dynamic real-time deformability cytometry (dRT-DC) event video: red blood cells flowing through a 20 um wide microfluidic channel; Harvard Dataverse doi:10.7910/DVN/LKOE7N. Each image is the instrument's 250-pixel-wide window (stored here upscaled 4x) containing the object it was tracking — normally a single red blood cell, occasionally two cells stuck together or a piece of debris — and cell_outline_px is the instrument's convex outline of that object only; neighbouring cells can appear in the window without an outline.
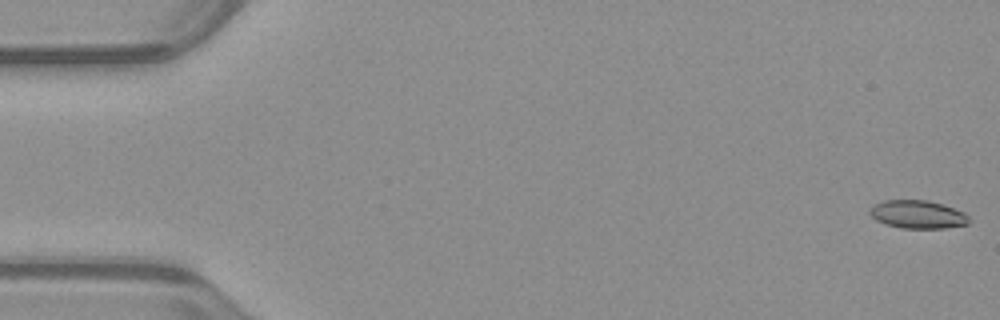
{"species": "common noctule bat (a hibernating species)", "species_latin": "Nyctalus noctula", "temperature_condition": "warm", "stored_images_in_passage": 53, "camera_frame_rate_fps": 3000, "um_per_image_px": 0.085, "animal": {"sex": "male", "body_mass_g": 23.1, "forearm_length_mm": 52.7}, "frame": {"image": 1, "passage_image": 1, "time_ms": 0.0, "image_size_px": [1000, 320], "cell_outline_px": [[972, 220], [968, 224], [944, 228], [900, 228], [884, 224], [876, 220], [868, 212], [868, 208], [872, 204], [884, 200], [928, 200], [964, 212]], "centroid_in_image_um": [77.96, 18.22], "position_along_channel_um": 7.0, "area_um2": 16.42}}
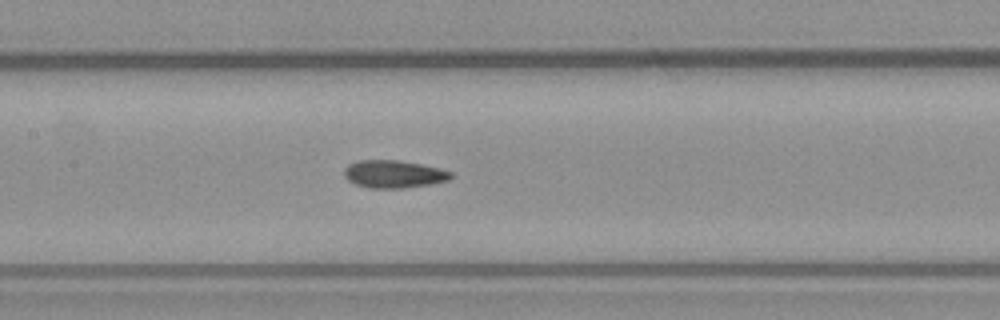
{"frame": {"image": 2, "passage_image": 25, "time_ms": 8.0, "image_size_px": [1000, 320], "cell_outline_px": [[452, 176], [448, 180], [428, 184], [400, 188], [368, 188], [356, 184], [348, 180], [344, 176], [344, 168], [348, 164], [356, 160], [400, 160], [440, 168], [452, 172]], "centroid_in_image_um": [33.42, 14.78], "position_along_channel_um": 174.0, "area_um2": 17.17}}
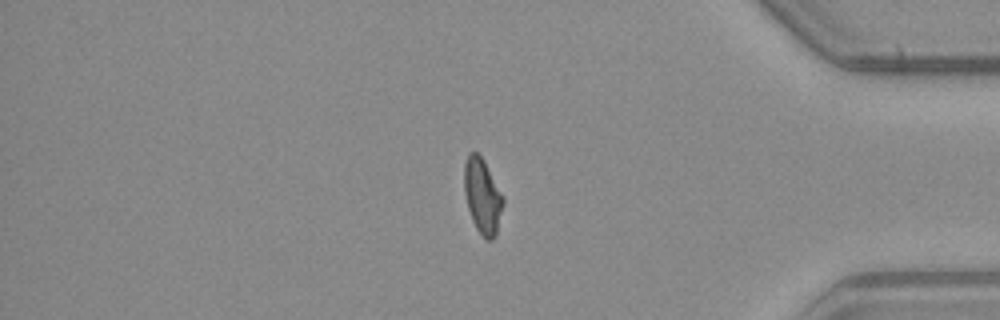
{"frame": {"image": 3, "passage_image": 44, "time_ms": 14.333, "image_size_px": [1000, 320], "cell_outline_px": [[504, 204], [496, 236], [492, 240], [488, 240], [476, 228], [472, 220], [468, 208], [464, 192], [464, 164], [468, 152], [476, 152], [484, 160], [504, 196]], "centroid_in_image_um": [41.02, 16.65], "position_along_channel_um": 394.2, "area_um2": 17.17}, "authors_computed_cell_mechanics": {"area_um2": 16.9932, "velocity_mm_per_s": 3.9689, "shape_relaxation_time_tau1_ms": 6.2036, "shape_relaxation_time_tau2_ms": 1.9104, "deformation_change_tau1": 0.1682, "deformation_change_tau2": 0.0868}}